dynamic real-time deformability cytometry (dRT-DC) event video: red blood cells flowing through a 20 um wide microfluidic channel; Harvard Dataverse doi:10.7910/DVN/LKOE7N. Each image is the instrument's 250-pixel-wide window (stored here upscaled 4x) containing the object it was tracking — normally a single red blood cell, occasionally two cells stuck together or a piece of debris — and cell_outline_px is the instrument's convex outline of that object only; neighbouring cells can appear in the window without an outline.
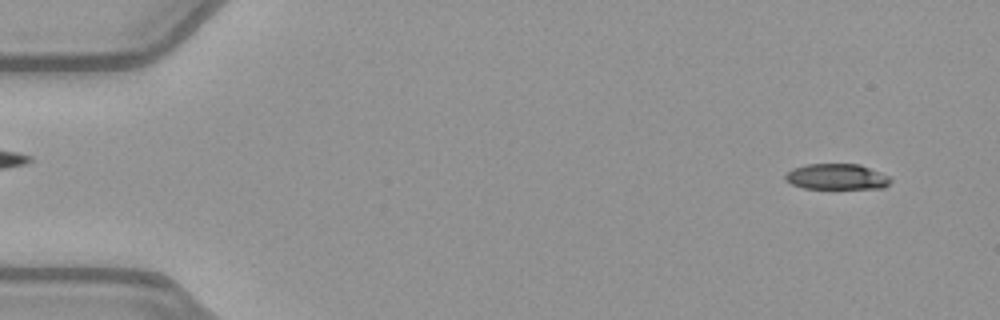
{"species": "common noctule bat (a hibernating species)", "species_latin": "Nyctalus noctula", "temperature_condition": "warm", "stored_images_in_passage": 50, "camera_frame_rate_fps": 3000, "um_per_image_px": 0.085, "animal": {"sex": "female", "body_mass_g": 21.9}, "frame": {"image": 1, "passage_image": 2, "time_ms": 0.333, "image_size_px": [1000, 320], "cell_outline_px": [[892, 180], [884, 188], [804, 188], [792, 184], [784, 176], [784, 172], [792, 168], [808, 164], [860, 164], [888, 176]], "centroid_in_image_um": [71.1, 15.01], "position_along_channel_um": 13.9, "area_um2": 15.66}}
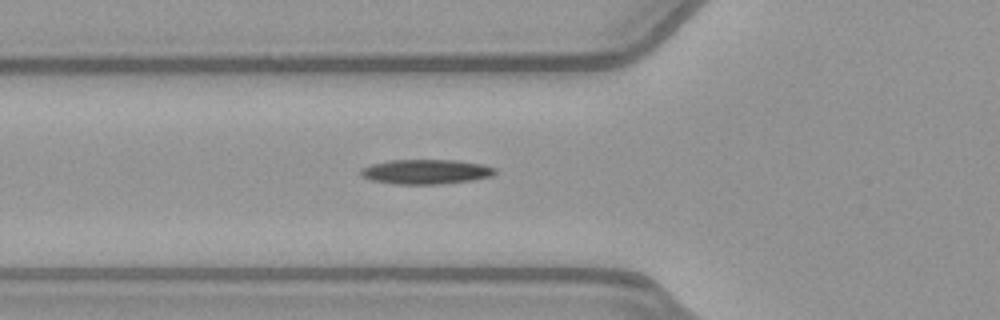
{"frame": {"image": 2, "passage_image": 17, "time_ms": 5.333, "image_size_px": [1000, 320], "cell_outline_px": [[496, 172], [492, 176], [472, 180], [440, 184], [396, 184], [372, 180], [364, 176], [360, 172], [360, 168], [372, 164], [392, 160], [456, 160], [480, 164], [496, 168]], "centroid_in_image_um": [36.22, 14.59], "position_along_channel_um": 89.6, "area_um2": 19.13}}
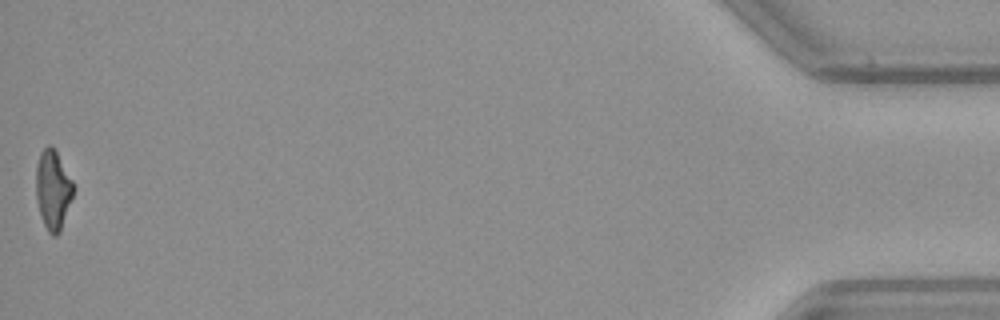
{"frame": {"image": 3, "passage_image": 50, "time_ms": 16.333, "image_size_px": [1000, 320], "cell_outline_px": [[72, 196], [60, 232], [56, 236], [52, 236], [48, 232], [40, 216], [36, 200], [36, 164], [40, 152], [48, 144], [52, 144], [72, 180]], "centroid_in_image_um": [4.46, 16.12], "position_along_channel_um": 430.7, "area_um2": 17.17}, "authors_computed_cell_mechanics": {"area_um2": 18.0336, "velocity_mm_per_s": 4.0, "shape_relaxation_time_tau1_ms": 8.3054, "shape_relaxation_time_tau2_ms": 3.9713, "deformation_change_tau1": 0.2276, "deformation_change_tau2": 0.139}}